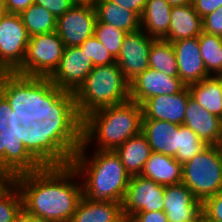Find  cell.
<instances>
[{
    "label": "cell",
    "mask_w": 222,
    "mask_h": 222,
    "mask_svg": "<svg viewBox=\"0 0 222 222\" xmlns=\"http://www.w3.org/2000/svg\"><path fill=\"white\" fill-rule=\"evenodd\" d=\"M32 121H44L50 138L71 159L82 145L83 119L74 92L49 78L0 73V137L8 129H26Z\"/></svg>",
    "instance_id": "6da1fadb"
},
{
    "label": "cell",
    "mask_w": 222,
    "mask_h": 222,
    "mask_svg": "<svg viewBox=\"0 0 222 222\" xmlns=\"http://www.w3.org/2000/svg\"><path fill=\"white\" fill-rule=\"evenodd\" d=\"M14 183L23 210L48 222H71L83 196L80 177L71 164L15 169Z\"/></svg>",
    "instance_id": "7a4b0ae2"
},
{
    "label": "cell",
    "mask_w": 222,
    "mask_h": 222,
    "mask_svg": "<svg viewBox=\"0 0 222 222\" xmlns=\"http://www.w3.org/2000/svg\"><path fill=\"white\" fill-rule=\"evenodd\" d=\"M83 143L72 158L71 165L77 171L82 193L91 202L122 203L131 176L115 151L91 150Z\"/></svg>",
    "instance_id": "3957f363"
},
{
    "label": "cell",
    "mask_w": 222,
    "mask_h": 222,
    "mask_svg": "<svg viewBox=\"0 0 222 222\" xmlns=\"http://www.w3.org/2000/svg\"><path fill=\"white\" fill-rule=\"evenodd\" d=\"M71 161L50 138L44 121H32L26 129H8L0 137V163L9 168L66 166Z\"/></svg>",
    "instance_id": "277c9868"
},
{
    "label": "cell",
    "mask_w": 222,
    "mask_h": 222,
    "mask_svg": "<svg viewBox=\"0 0 222 222\" xmlns=\"http://www.w3.org/2000/svg\"><path fill=\"white\" fill-rule=\"evenodd\" d=\"M142 107L134 101L104 107L83 118L82 143L92 150L115 151L142 129Z\"/></svg>",
    "instance_id": "5b68a950"
},
{
    "label": "cell",
    "mask_w": 222,
    "mask_h": 222,
    "mask_svg": "<svg viewBox=\"0 0 222 222\" xmlns=\"http://www.w3.org/2000/svg\"><path fill=\"white\" fill-rule=\"evenodd\" d=\"M74 96L78 114L83 119L101 108L129 101L130 84L116 62L94 66Z\"/></svg>",
    "instance_id": "8992f818"
},
{
    "label": "cell",
    "mask_w": 222,
    "mask_h": 222,
    "mask_svg": "<svg viewBox=\"0 0 222 222\" xmlns=\"http://www.w3.org/2000/svg\"><path fill=\"white\" fill-rule=\"evenodd\" d=\"M182 168V183L201 202L222 190V161L214 145H207Z\"/></svg>",
    "instance_id": "52a82bcc"
},
{
    "label": "cell",
    "mask_w": 222,
    "mask_h": 222,
    "mask_svg": "<svg viewBox=\"0 0 222 222\" xmlns=\"http://www.w3.org/2000/svg\"><path fill=\"white\" fill-rule=\"evenodd\" d=\"M64 48L56 31L33 35L29 39L23 63L14 73L49 78L58 68Z\"/></svg>",
    "instance_id": "ba28073f"
},
{
    "label": "cell",
    "mask_w": 222,
    "mask_h": 222,
    "mask_svg": "<svg viewBox=\"0 0 222 222\" xmlns=\"http://www.w3.org/2000/svg\"><path fill=\"white\" fill-rule=\"evenodd\" d=\"M30 36L19 14H2L0 20V73H14L23 63Z\"/></svg>",
    "instance_id": "9c48e42d"
},
{
    "label": "cell",
    "mask_w": 222,
    "mask_h": 222,
    "mask_svg": "<svg viewBox=\"0 0 222 222\" xmlns=\"http://www.w3.org/2000/svg\"><path fill=\"white\" fill-rule=\"evenodd\" d=\"M97 14L94 5L74 4L57 18L56 32L65 47L80 46L94 35Z\"/></svg>",
    "instance_id": "30bf717a"
},
{
    "label": "cell",
    "mask_w": 222,
    "mask_h": 222,
    "mask_svg": "<svg viewBox=\"0 0 222 222\" xmlns=\"http://www.w3.org/2000/svg\"><path fill=\"white\" fill-rule=\"evenodd\" d=\"M154 40L142 29L127 33L124 37L116 63L129 84L149 68V49Z\"/></svg>",
    "instance_id": "8fae6325"
},
{
    "label": "cell",
    "mask_w": 222,
    "mask_h": 222,
    "mask_svg": "<svg viewBox=\"0 0 222 222\" xmlns=\"http://www.w3.org/2000/svg\"><path fill=\"white\" fill-rule=\"evenodd\" d=\"M165 186L141 175L131 176L122 202V213L160 211L164 208Z\"/></svg>",
    "instance_id": "7c38bea8"
},
{
    "label": "cell",
    "mask_w": 222,
    "mask_h": 222,
    "mask_svg": "<svg viewBox=\"0 0 222 222\" xmlns=\"http://www.w3.org/2000/svg\"><path fill=\"white\" fill-rule=\"evenodd\" d=\"M93 67L90 57L80 46L65 47L59 66L49 79L56 87L75 92Z\"/></svg>",
    "instance_id": "4fadbf2b"
},
{
    "label": "cell",
    "mask_w": 222,
    "mask_h": 222,
    "mask_svg": "<svg viewBox=\"0 0 222 222\" xmlns=\"http://www.w3.org/2000/svg\"><path fill=\"white\" fill-rule=\"evenodd\" d=\"M186 85L179 77H171L152 68L146 69L130 83V100L142 104L157 95H173Z\"/></svg>",
    "instance_id": "5bb4252c"
},
{
    "label": "cell",
    "mask_w": 222,
    "mask_h": 222,
    "mask_svg": "<svg viewBox=\"0 0 222 222\" xmlns=\"http://www.w3.org/2000/svg\"><path fill=\"white\" fill-rule=\"evenodd\" d=\"M163 203L168 222L201 220L202 202L183 183L166 185Z\"/></svg>",
    "instance_id": "9a60e30c"
},
{
    "label": "cell",
    "mask_w": 222,
    "mask_h": 222,
    "mask_svg": "<svg viewBox=\"0 0 222 222\" xmlns=\"http://www.w3.org/2000/svg\"><path fill=\"white\" fill-rule=\"evenodd\" d=\"M191 97L188 86L173 95H157L142 104V120L168 121L183 125L187 101Z\"/></svg>",
    "instance_id": "2e32d148"
},
{
    "label": "cell",
    "mask_w": 222,
    "mask_h": 222,
    "mask_svg": "<svg viewBox=\"0 0 222 222\" xmlns=\"http://www.w3.org/2000/svg\"><path fill=\"white\" fill-rule=\"evenodd\" d=\"M175 51L179 78L186 85L198 83L210 76L204 66L198 37L172 42Z\"/></svg>",
    "instance_id": "e0dca14e"
},
{
    "label": "cell",
    "mask_w": 222,
    "mask_h": 222,
    "mask_svg": "<svg viewBox=\"0 0 222 222\" xmlns=\"http://www.w3.org/2000/svg\"><path fill=\"white\" fill-rule=\"evenodd\" d=\"M183 125L190 128L206 145H214L222 133V119L194 101H187Z\"/></svg>",
    "instance_id": "ac0fdd59"
},
{
    "label": "cell",
    "mask_w": 222,
    "mask_h": 222,
    "mask_svg": "<svg viewBox=\"0 0 222 222\" xmlns=\"http://www.w3.org/2000/svg\"><path fill=\"white\" fill-rule=\"evenodd\" d=\"M180 125L160 120H142L141 133L153 152L175 157L178 150Z\"/></svg>",
    "instance_id": "d6986e66"
},
{
    "label": "cell",
    "mask_w": 222,
    "mask_h": 222,
    "mask_svg": "<svg viewBox=\"0 0 222 222\" xmlns=\"http://www.w3.org/2000/svg\"><path fill=\"white\" fill-rule=\"evenodd\" d=\"M168 35L164 39L175 42L191 37H198L202 32V18L194 10L192 3L172 7Z\"/></svg>",
    "instance_id": "ffe728a7"
},
{
    "label": "cell",
    "mask_w": 222,
    "mask_h": 222,
    "mask_svg": "<svg viewBox=\"0 0 222 222\" xmlns=\"http://www.w3.org/2000/svg\"><path fill=\"white\" fill-rule=\"evenodd\" d=\"M182 172V164L174 157L152 152L140 175L166 186L182 183Z\"/></svg>",
    "instance_id": "44dd1931"
},
{
    "label": "cell",
    "mask_w": 222,
    "mask_h": 222,
    "mask_svg": "<svg viewBox=\"0 0 222 222\" xmlns=\"http://www.w3.org/2000/svg\"><path fill=\"white\" fill-rule=\"evenodd\" d=\"M172 6L166 0H148L141 15V29L151 38L165 39L168 35Z\"/></svg>",
    "instance_id": "7402d4cb"
},
{
    "label": "cell",
    "mask_w": 222,
    "mask_h": 222,
    "mask_svg": "<svg viewBox=\"0 0 222 222\" xmlns=\"http://www.w3.org/2000/svg\"><path fill=\"white\" fill-rule=\"evenodd\" d=\"M94 6L97 22L110 24L127 33L141 29V17L134 11L125 9L110 0H96Z\"/></svg>",
    "instance_id": "603a6c76"
},
{
    "label": "cell",
    "mask_w": 222,
    "mask_h": 222,
    "mask_svg": "<svg viewBox=\"0 0 222 222\" xmlns=\"http://www.w3.org/2000/svg\"><path fill=\"white\" fill-rule=\"evenodd\" d=\"M152 152L146 137L142 133L129 138L115 150L130 176L141 174L144 164L148 161Z\"/></svg>",
    "instance_id": "cb8c5ba5"
},
{
    "label": "cell",
    "mask_w": 222,
    "mask_h": 222,
    "mask_svg": "<svg viewBox=\"0 0 222 222\" xmlns=\"http://www.w3.org/2000/svg\"><path fill=\"white\" fill-rule=\"evenodd\" d=\"M188 89L194 101L222 119V84L218 76L210 75Z\"/></svg>",
    "instance_id": "d4e9b609"
},
{
    "label": "cell",
    "mask_w": 222,
    "mask_h": 222,
    "mask_svg": "<svg viewBox=\"0 0 222 222\" xmlns=\"http://www.w3.org/2000/svg\"><path fill=\"white\" fill-rule=\"evenodd\" d=\"M122 214V203L91 202L86 197L80 199L71 222H113Z\"/></svg>",
    "instance_id": "484cf974"
},
{
    "label": "cell",
    "mask_w": 222,
    "mask_h": 222,
    "mask_svg": "<svg viewBox=\"0 0 222 222\" xmlns=\"http://www.w3.org/2000/svg\"><path fill=\"white\" fill-rule=\"evenodd\" d=\"M149 68L171 77H179L173 44L164 39H155L149 49Z\"/></svg>",
    "instance_id": "4316f807"
},
{
    "label": "cell",
    "mask_w": 222,
    "mask_h": 222,
    "mask_svg": "<svg viewBox=\"0 0 222 222\" xmlns=\"http://www.w3.org/2000/svg\"><path fill=\"white\" fill-rule=\"evenodd\" d=\"M20 16L30 37L56 31L57 18L47 9L35 3L23 11Z\"/></svg>",
    "instance_id": "83f0119b"
},
{
    "label": "cell",
    "mask_w": 222,
    "mask_h": 222,
    "mask_svg": "<svg viewBox=\"0 0 222 222\" xmlns=\"http://www.w3.org/2000/svg\"><path fill=\"white\" fill-rule=\"evenodd\" d=\"M198 39L208 74L214 76L222 74V37L202 31Z\"/></svg>",
    "instance_id": "f1b7e54d"
},
{
    "label": "cell",
    "mask_w": 222,
    "mask_h": 222,
    "mask_svg": "<svg viewBox=\"0 0 222 222\" xmlns=\"http://www.w3.org/2000/svg\"><path fill=\"white\" fill-rule=\"evenodd\" d=\"M178 134V150L174 158L181 164L191 160L207 146L196 133L184 125L178 127Z\"/></svg>",
    "instance_id": "f546056e"
},
{
    "label": "cell",
    "mask_w": 222,
    "mask_h": 222,
    "mask_svg": "<svg viewBox=\"0 0 222 222\" xmlns=\"http://www.w3.org/2000/svg\"><path fill=\"white\" fill-rule=\"evenodd\" d=\"M127 32L110 24L97 22L94 36L107 48L109 53L116 59L120 52L122 42Z\"/></svg>",
    "instance_id": "4dcf8cb0"
},
{
    "label": "cell",
    "mask_w": 222,
    "mask_h": 222,
    "mask_svg": "<svg viewBox=\"0 0 222 222\" xmlns=\"http://www.w3.org/2000/svg\"><path fill=\"white\" fill-rule=\"evenodd\" d=\"M22 209L21 193L13 182L0 196V222H13Z\"/></svg>",
    "instance_id": "1f68e13d"
},
{
    "label": "cell",
    "mask_w": 222,
    "mask_h": 222,
    "mask_svg": "<svg viewBox=\"0 0 222 222\" xmlns=\"http://www.w3.org/2000/svg\"><path fill=\"white\" fill-rule=\"evenodd\" d=\"M80 48L90 57L93 66L110 65L116 62V59L109 53L107 48L100 43L93 35L89 37Z\"/></svg>",
    "instance_id": "d6a6232c"
},
{
    "label": "cell",
    "mask_w": 222,
    "mask_h": 222,
    "mask_svg": "<svg viewBox=\"0 0 222 222\" xmlns=\"http://www.w3.org/2000/svg\"><path fill=\"white\" fill-rule=\"evenodd\" d=\"M202 215L212 222H222V190L202 202Z\"/></svg>",
    "instance_id": "836d02e7"
},
{
    "label": "cell",
    "mask_w": 222,
    "mask_h": 222,
    "mask_svg": "<svg viewBox=\"0 0 222 222\" xmlns=\"http://www.w3.org/2000/svg\"><path fill=\"white\" fill-rule=\"evenodd\" d=\"M202 31L222 37V6L202 18Z\"/></svg>",
    "instance_id": "e575fe53"
},
{
    "label": "cell",
    "mask_w": 222,
    "mask_h": 222,
    "mask_svg": "<svg viewBox=\"0 0 222 222\" xmlns=\"http://www.w3.org/2000/svg\"><path fill=\"white\" fill-rule=\"evenodd\" d=\"M34 3L47 9L56 18L64 15L75 4L72 0H34Z\"/></svg>",
    "instance_id": "d590c367"
},
{
    "label": "cell",
    "mask_w": 222,
    "mask_h": 222,
    "mask_svg": "<svg viewBox=\"0 0 222 222\" xmlns=\"http://www.w3.org/2000/svg\"><path fill=\"white\" fill-rule=\"evenodd\" d=\"M191 3L201 18L222 6V0H191Z\"/></svg>",
    "instance_id": "8d00e7d4"
},
{
    "label": "cell",
    "mask_w": 222,
    "mask_h": 222,
    "mask_svg": "<svg viewBox=\"0 0 222 222\" xmlns=\"http://www.w3.org/2000/svg\"><path fill=\"white\" fill-rule=\"evenodd\" d=\"M32 4H34V0H3L5 12L19 15Z\"/></svg>",
    "instance_id": "74e56055"
},
{
    "label": "cell",
    "mask_w": 222,
    "mask_h": 222,
    "mask_svg": "<svg viewBox=\"0 0 222 222\" xmlns=\"http://www.w3.org/2000/svg\"><path fill=\"white\" fill-rule=\"evenodd\" d=\"M135 222H168L166 213L163 210L138 212L133 215Z\"/></svg>",
    "instance_id": "f35d334b"
},
{
    "label": "cell",
    "mask_w": 222,
    "mask_h": 222,
    "mask_svg": "<svg viewBox=\"0 0 222 222\" xmlns=\"http://www.w3.org/2000/svg\"><path fill=\"white\" fill-rule=\"evenodd\" d=\"M15 169L0 163V196L14 182Z\"/></svg>",
    "instance_id": "ab89813d"
},
{
    "label": "cell",
    "mask_w": 222,
    "mask_h": 222,
    "mask_svg": "<svg viewBox=\"0 0 222 222\" xmlns=\"http://www.w3.org/2000/svg\"><path fill=\"white\" fill-rule=\"evenodd\" d=\"M125 9L136 12L140 17L148 0H110Z\"/></svg>",
    "instance_id": "60d3db41"
},
{
    "label": "cell",
    "mask_w": 222,
    "mask_h": 222,
    "mask_svg": "<svg viewBox=\"0 0 222 222\" xmlns=\"http://www.w3.org/2000/svg\"><path fill=\"white\" fill-rule=\"evenodd\" d=\"M13 222H48V221H44L36 216L30 215L22 209L20 213L15 217Z\"/></svg>",
    "instance_id": "b9f144b4"
},
{
    "label": "cell",
    "mask_w": 222,
    "mask_h": 222,
    "mask_svg": "<svg viewBox=\"0 0 222 222\" xmlns=\"http://www.w3.org/2000/svg\"><path fill=\"white\" fill-rule=\"evenodd\" d=\"M113 222H135L134 216L122 213L117 219Z\"/></svg>",
    "instance_id": "7bdbcfd3"
},
{
    "label": "cell",
    "mask_w": 222,
    "mask_h": 222,
    "mask_svg": "<svg viewBox=\"0 0 222 222\" xmlns=\"http://www.w3.org/2000/svg\"><path fill=\"white\" fill-rule=\"evenodd\" d=\"M172 7L190 4L191 0H166Z\"/></svg>",
    "instance_id": "ee69618b"
},
{
    "label": "cell",
    "mask_w": 222,
    "mask_h": 222,
    "mask_svg": "<svg viewBox=\"0 0 222 222\" xmlns=\"http://www.w3.org/2000/svg\"><path fill=\"white\" fill-rule=\"evenodd\" d=\"M214 147L216 148L217 153L222 161V133L215 142Z\"/></svg>",
    "instance_id": "f6af8a7d"
},
{
    "label": "cell",
    "mask_w": 222,
    "mask_h": 222,
    "mask_svg": "<svg viewBox=\"0 0 222 222\" xmlns=\"http://www.w3.org/2000/svg\"><path fill=\"white\" fill-rule=\"evenodd\" d=\"M75 4H88L94 5L96 0H72Z\"/></svg>",
    "instance_id": "bcb514c9"
},
{
    "label": "cell",
    "mask_w": 222,
    "mask_h": 222,
    "mask_svg": "<svg viewBox=\"0 0 222 222\" xmlns=\"http://www.w3.org/2000/svg\"><path fill=\"white\" fill-rule=\"evenodd\" d=\"M5 11H4V8H3V0H0V14H3Z\"/></svg>",
    "instance_id": "7dc6e473"
},
{
    "label": "cell",
    "mask_w": 222,
    "mask_h": 222,
    "mask_svg": "<svg viewBox=\"0 0 222 222\" xmlns=\"http://www.w3.org/2000/svg\"><path fill=\"white\" fill-rule=\"evenodd\" d=\"M200 222H212V221L207 220V219L202 215Z\"/></svg>",
    "instance_id": "c3c4849f"
},
{
    "label": "cell",
    "mask_w": 222,
    "mask_h": 222,
    "mask_svg": "<svg viewBox=\"0 0 222 222\" xmlns=\"http://www.w3.org/2000/svg\"><path fill=\"white\" fill-rule=\"evenodd\" d=\"M217 76L219 77L220 82H221V84H222V74H219V75H217Z\"/></svg>",
    "instance_id": "681fc988"
},
{
    "label": "cell",
    "mask_w": 222,
    "mask_h": 222,
    "mask_svg": "<svg viewBox=\"0 0 222 222\" xmlns=\"http://www.w3.org/2000/svg\"><path fill=\"white\" fill-rule=\"evenodd\" d=\"M201 220H190V221H185V222H200Z\"/></svg>",
    "instance_id": "f907efd6"
}]
</instances>
